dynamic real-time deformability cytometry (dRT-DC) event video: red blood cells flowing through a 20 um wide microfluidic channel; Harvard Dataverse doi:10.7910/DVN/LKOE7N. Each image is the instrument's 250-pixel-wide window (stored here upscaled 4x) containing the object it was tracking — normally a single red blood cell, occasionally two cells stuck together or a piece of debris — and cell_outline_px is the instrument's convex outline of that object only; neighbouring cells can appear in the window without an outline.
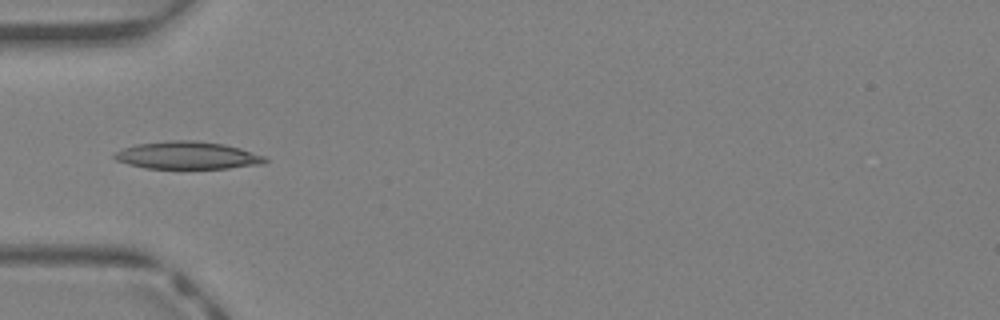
{"species": "Egyptian fruit bat (a non-hibernating species)", "species_latin": "Rousettus aegyptiacus", "temperature_condition": "warm", "stored_images_in_passage": 16, "camera_frame_rate_fps": 3000, "um_per_image_px": 0.085, "animal": {"sex": "female"}, "frame": {"image": 1, "passage_image": 14, "time_ms": 4.333, "image_size_px": [1000, 320], "cell_outline_px": [[268, 160], [264, 164], [228, 168], [144, 168], [128, 164], [116, 160], [112, 156], [116, 152], [124, 148], [136, 144], [172, 140], [192, 140], [224, 144], [240, 148], [264, 156]], "centroid_in_image_um": [15.93, 13.21], "position_along_channel_um": 69.1, "area_um2": 24.04}}